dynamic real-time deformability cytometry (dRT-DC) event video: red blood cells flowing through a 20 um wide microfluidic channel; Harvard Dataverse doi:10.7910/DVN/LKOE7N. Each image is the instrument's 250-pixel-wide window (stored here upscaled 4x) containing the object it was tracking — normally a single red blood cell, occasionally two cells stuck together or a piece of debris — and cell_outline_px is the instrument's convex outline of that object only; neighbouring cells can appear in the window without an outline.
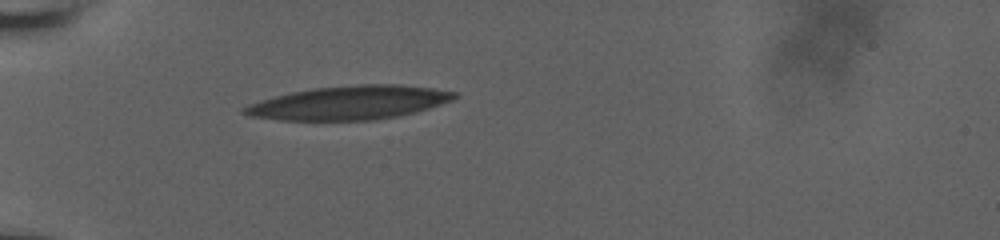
{"species": "human", "species_latin": "Homo sapiens", "temperature_condition": "room temperature", "stored_images_in_passage": 6, "camera_frame_rate_fps": 3000, "um_per_image_px": 0.085, "donor": {"sex": "male"}, "frame": {"image": 1, "passage_image": 1, "time_ms": 0.0, "image_size_px": [1000, 240], "cell_outline_px": [[460, 96], [452, 100], [416, 112], [400, 116], [376, 120], [280, 120], [248, 116], [240, 112], [248, 104], [276, 96], [292, 92], [316, 88], [360, 84], [400, 84], [432, 88], [460, 92]], "centroid_in_image_um": [29.74, 8.73], "position_along_channel_um": 55.3, "area_um2": 41.33}}
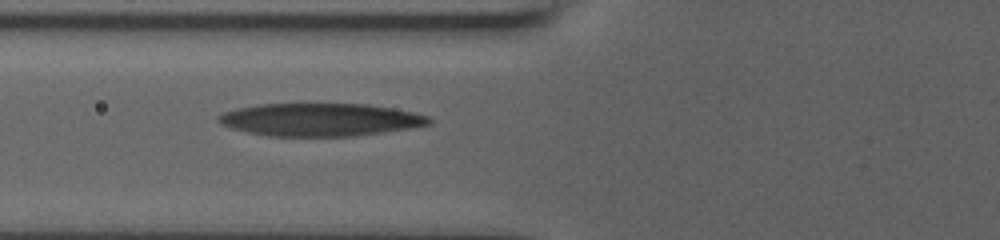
{"frame": {"image": 2, "passage_image": 3, "time_ms": 1.667, "image_size_px": [1000, 240], "cell_outline_px": [[432, 124], [408, 128], [352, 136], [268, 136], [248, 132], [232, 128], [220, 124], [216, 120], [216, 116], [224, 112], [236, 108], [260, 104], [368, 104], [412, 112], [428, 116], [432, 120]], "centroid_in_image_um": [27.16, 10.17], "position_along_channel_um": 98.6, "area_um2": 40.06}}
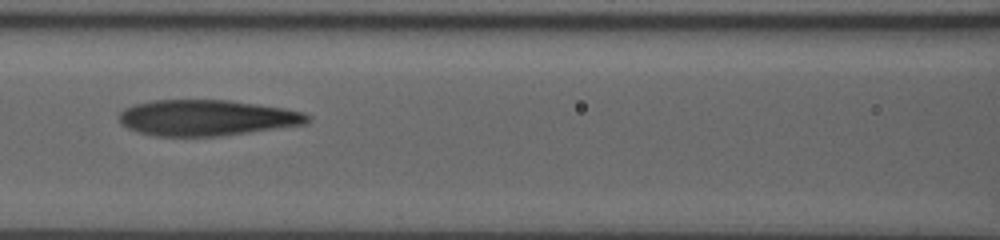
{"frame": {"image": 3, "passage_image": 5, "time_ms": 3.0, "image_size_px": [1000, 240], "cell_outline_px": [[312, 116], [308, 124], [220, 136], [156, 136], [140, 132], [128, 128], [120, 124], [120, 112], [124, 108], [132, 104], [152, 100], [228, 100], [284, 108], [304, 112]], "centroid_in_image_um": [17.59, 10.01], "position_along_channel_um": 149.0, "area_um2": 39.54}}